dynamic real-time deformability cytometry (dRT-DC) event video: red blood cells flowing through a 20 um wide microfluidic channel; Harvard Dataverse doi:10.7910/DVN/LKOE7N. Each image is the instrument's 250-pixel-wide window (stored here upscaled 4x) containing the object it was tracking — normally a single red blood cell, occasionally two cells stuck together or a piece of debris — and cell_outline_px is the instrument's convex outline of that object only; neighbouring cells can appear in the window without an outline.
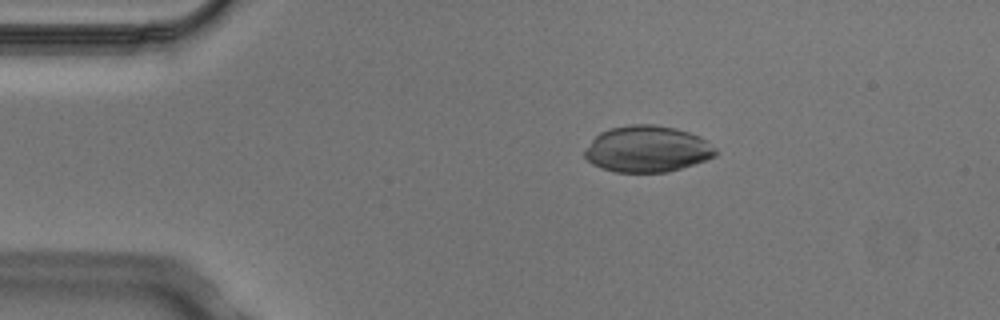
{"species": "Egyptian fruit bat (a non-hibernating species)", "species_latin": "Rousettus aegyptiacus", "temperature_condition": "cold", "stored_images_in_passage": 4, "camera_frame_rate_fps": 3000, "um_per_image_px": 0.085, "animal": {"sex": "male"}, "frame": {"image": 1, "passage_image": 2, "time_ms": 0.333, "image_size_px": [1000, 320], "cell_outline_px": [[716, 156], [708, 160], [668, 172], [616, 172], [600, 168], [592, 164], [584, 156], [584, 152], [592, 140], [600, 132], [612, 128], [632, 124], [652, 124], [676, 128], [700, 136], [708, 140], [716, 148]], "centroid_in_image_um": [55.05, 12.67], "position_along_channel_um": 29.9, "area_um2": 35.49}}
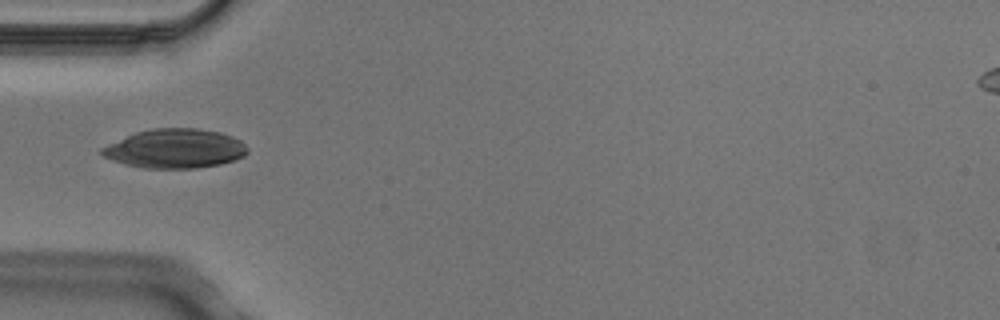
{"frame": {"image": 2, "passage_image": 4, "time_ms": 1.0, "image_size_px": [1000, 320], "cell_outline_px": [[248, 152], [244, 156], [220, 164], [196, 168], [144, 168], [124, 164], [112, 160], [104, 156], [100, 152], [100, 148], [108, 144], [136, 132], [152, 128], [196, 128], [220, 132], [232, 136], [240, 140], [248, 148]], "centroid_in_image_um": [14.88, 12.63], "position_along_channel_um": 70.1, "area_um2": 33.18}}